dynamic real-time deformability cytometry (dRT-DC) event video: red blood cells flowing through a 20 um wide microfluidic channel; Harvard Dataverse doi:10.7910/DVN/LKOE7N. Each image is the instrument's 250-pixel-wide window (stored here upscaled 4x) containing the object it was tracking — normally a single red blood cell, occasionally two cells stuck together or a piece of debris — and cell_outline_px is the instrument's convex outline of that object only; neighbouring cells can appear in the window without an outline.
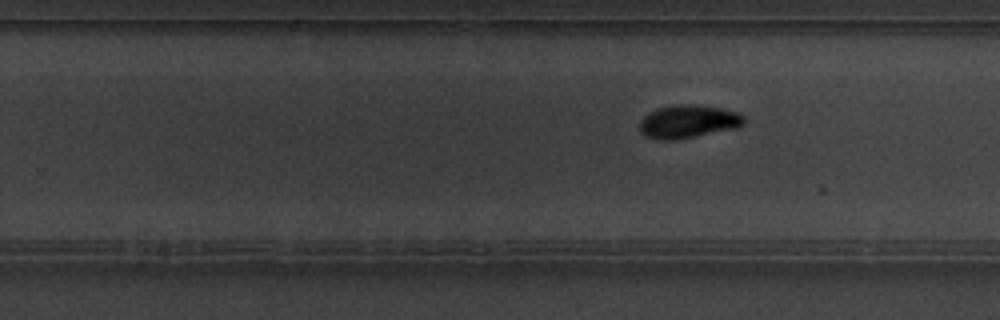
{"species": "common noctule bat (a hibernating species)", "species_latin": "Nyctalus noctula", "temperature_condition": "warm", "stored_images_in_passage": 12, "camera_frame_rate_fps": 3000, "um_per_image_px": 0.085, "animal": {"sex": "male", "body_mass_g": 19.5, "forearm_length_mm": 54.6}, "frame": {"image": 1, "passage_image": 7, "time_ms": 2.0, "image_size_px": [1000, 320], "cell_outline_px": [[744, 124], [736, 128], [680, 140], [660, 140], [644, 136], [640, 132], [640, 120], [648, 112], [656, 108], [676, 104], [696, 104], [720, 108], [736, 112], [744, 116]], "centroid_in_image_um": [58.46, 10.34], "position_along_channel_um": 271.3, "area_um2": 20.46}}
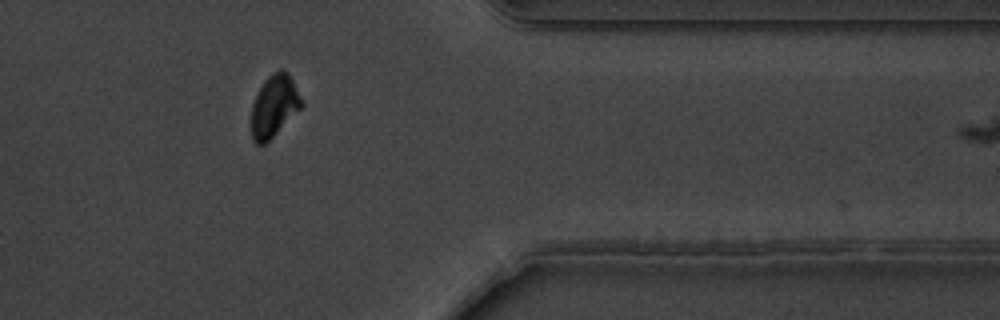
{"frame": {"image": 2, "passage_image": 10, "time_ms": 3.0, "image_size_px": [1000, 320], "cell_outline_px": [[304, 104], [264, 144], [256, 144], [252, 140], [252, 104], [264, 80], [272, 72], [280, 68], [284, 68], [292, 80]], "centroid_in_image_um": [23.29, 8.97], "position_along_channel_um": 388.1, "area_um2": 17.63}}